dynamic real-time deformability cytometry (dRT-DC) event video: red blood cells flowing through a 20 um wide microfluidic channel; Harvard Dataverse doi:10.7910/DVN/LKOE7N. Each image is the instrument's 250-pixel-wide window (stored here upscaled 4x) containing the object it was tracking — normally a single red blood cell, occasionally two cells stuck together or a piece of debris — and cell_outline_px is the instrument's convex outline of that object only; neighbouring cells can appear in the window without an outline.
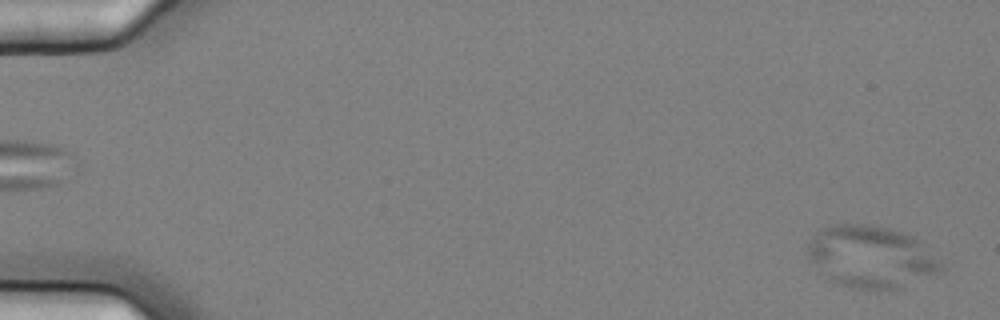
{"species": "common noctule bat (a hibernating species)", "species_latin": "Nyctalus noctula", "temperature_condition": "cold", "stored_images_in_passage": 5, "segment_of_instrument_passage": [2, 2], "camera_frame_rate_fps": 3000, "um_per_image_px": 0.085, "animal": {"sex": "female", "body_mass_g": 25.1}, "frame": {"image": 1, "passage_image": 5, "time_ms": 1.333, "image_size_px": [1000, 320], "cell_outline_px": [[948, 268], [940, 272], [900, 288], [852, 288], [836, 284], [828, 280], [808, 264], [804, 248], [812, 236], [820, 228], [832, 224], [868, 224], [888, 228], [912, 236], [940, 260]], "centroid_in_image_um": [73.93, 21.83], "position_along_channel_um": 11.1, "area_um2": 48.9}}